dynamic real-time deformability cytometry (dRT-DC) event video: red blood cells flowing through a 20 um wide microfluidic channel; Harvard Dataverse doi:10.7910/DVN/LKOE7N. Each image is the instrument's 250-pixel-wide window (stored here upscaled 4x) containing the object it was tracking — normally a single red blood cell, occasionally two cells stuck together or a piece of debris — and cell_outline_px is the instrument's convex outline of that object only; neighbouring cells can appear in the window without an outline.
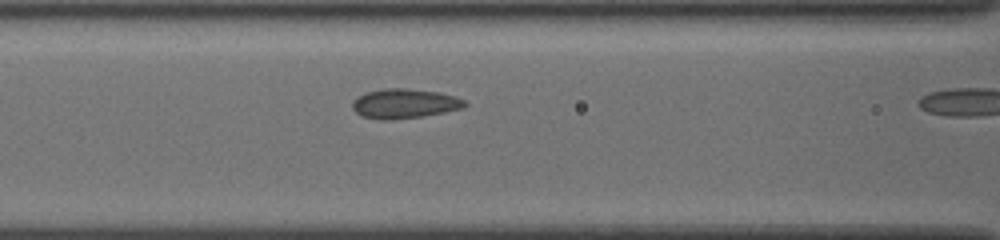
{"species": "common noctule bat (a hibernating species)", "species_latin": "Nyctalus noctula", "temperature_condition": "cold", "stored_images_in_passage": 11, "camera_frame_rate_fps": 3000, "um_per_image_px": 0.085, "animal": {"sex": "female", "body_mass_g": 19.5, "forearm_length_mm": 54.1}, "frame": {"image": 1, "passage_image": 10, "time_ms": 3.0, "image_size_px": [1000, 240], "cell_outline_px": [[468, 104], [464, 108], [444, 112], [420, 116], [392, 120], [380, 120], [360, 116], [352, 108], [352, 100], [356, 96], [364, 92], [384, 88], [408, 88], [440, 92], [456, 96], [464, 100]], "centroid_in_image_um": [34.35, 8.79], "position_along_channel_um": 132.3, "area_um2": 19.71}}